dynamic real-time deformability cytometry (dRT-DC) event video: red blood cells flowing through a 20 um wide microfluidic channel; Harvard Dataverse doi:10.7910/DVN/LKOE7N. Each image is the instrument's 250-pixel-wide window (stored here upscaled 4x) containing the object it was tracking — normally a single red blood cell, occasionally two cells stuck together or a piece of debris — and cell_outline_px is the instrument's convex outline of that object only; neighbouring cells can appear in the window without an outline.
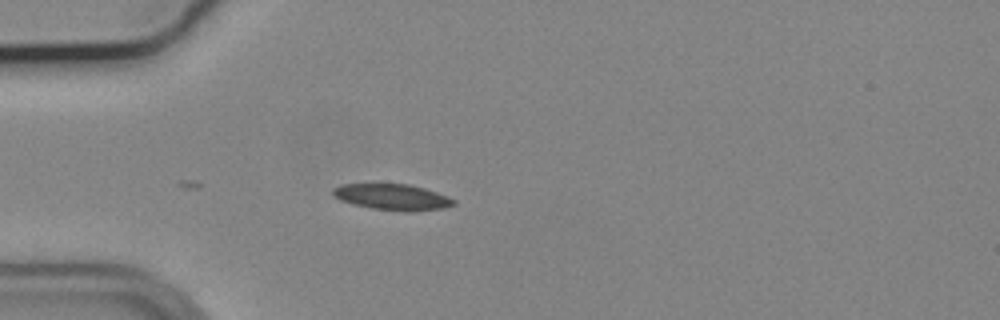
{"species": "common noctule bat (a hibernating species)", "species_latin": "Nyctalus noctula", "temperature_condition": "cold", "stored_images_in_passage": 7, "camera_frame_rate_fps": 3000, "um_per_image_px": 0.085, "animal": {"sex": "male", "body_mass_g": 19.2, "forearm_length_mm": 51.8}, "frame": {"image": 1, "passage_image": 1, "time_ms": 0.0, "image_size_px": [1000, 320], "cell_outline_px": [[456, 204], [444, 208], [372, 208], [352, 204], [340, 200], [332, 196], [332, 188], [340, 184], [408, 184], [424, 188], [448, 196], [456, 200]], "centroid_in_image_um": [33.26, 16.68], "position_along_channel_um": 51.7, "area_um2": 17.4}}
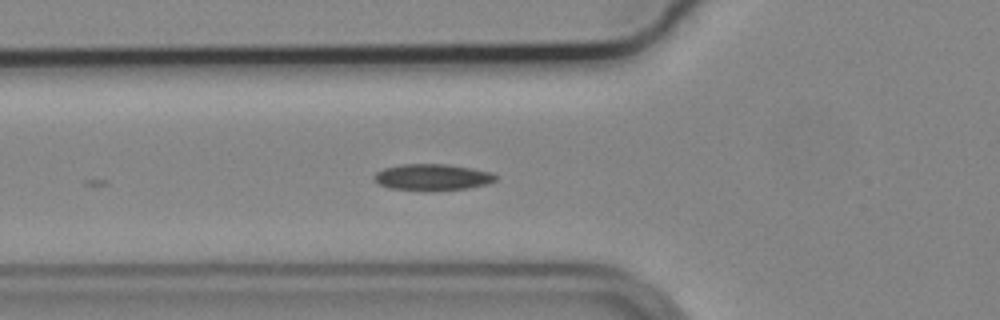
{"frame": {"image": 2, "passage_image": 5, "time_ms": 1.333, "image_size_px": [1000, 320], "cell_outline_px": [[496, 180], [488, 184], [468, 188], [432, 192], [388, 188], [376, 184], [372, 176], [376, 172], [384, 168], [400, 164], [448, 164], [472, 168], [492, 172], [496, 176]], "centroid_in_image_um": [36.71, 15.08], "position_along_channel_um": 89.1, "area_um2": 19.25}}